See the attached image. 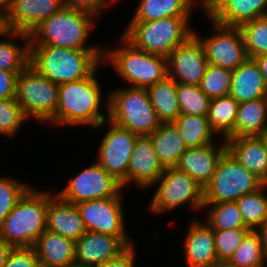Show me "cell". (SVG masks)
I'll use <instances>...</instances> for the list:
<instances>
[{
    "instance_id": "obj_1",
    "label": "cell",
    "mask_w": 267,
    "mask_h": 267,
    "mask_svg": "<svg viewBox=\"0 0 267 267\" xmlns=\"http://www.w3.org/2000/svg\"><path fill=\"white\" fill-rule=\"evenodd\" d=\"M104 50H75L51 45H30L29 65L55 84L91 76L103 62Z\"/></svg>"
},
{
    "instance_id": "obj_2",
    "label": "cell",
    "mask_w": 267,
    "mask_h": 267,
    "mask_svg": "<svg viewBox=\"0 0 267 267\" xmlns=\"http://www.w3.org/2000/svg\"><path fill=\"white\" fill-rule=\"evenodd\" d=\"M96 73L97 70L82 80L59 85L56 113L47 123L88 125L96 130L107 122L108 115L100 110L102 92Z\"/></svg>"
},
{
    "instance_id": "obj_3",
    "label": "cell",
    "mask_w": 267,
    "mask_h": 267,
    "mask_svg": "<svg viewBox=\"0 0 267 267\" xmlns=\"http://www.w3.org/2000/svg\"><path fill=\"white\" fill-rule=\"evenodd\" d=\"M94 14L63 7L30 34V45H51L75 50H104V47L86 45L90 31L96 26Z\"/></svg>"
},
{
    "instance_id": "obj_4",
    "label": "cell",
    "mask_w": 267,
    "mask_h": 267,
    "mask_svg": "<svg viewBox=\"0 0 267 267\" xmlns=\"http://www.w3.org/2000/svg\"><path fill=\"white\" fill-rule=\"evenodd\" d=\"M49 192L31 187L18 200L0 227V238L17 247H33L46 230Z\"/></svg>"
},
{
    "instance_id": "obj_5",
    "label": "cell",
    "mask_w": 267,
    "mask_h": 267,
    "mask_svg": "<svg viewBox=\"0 0 267 267\" xmlns=\"http://www.w3.org/2000/svg\"><path fill=\"white\" fill-rule=\"evenodd\" d=\"M189 18L176 16L153 21H130L121 35L138 50L167 57L194 34L188 26Z\"/></svg>"
},
{
    "instance_id": "obj_6",
    "label": "cell",
    "mask_w": 267,
    "mask_h": 267,
    "mask_svg": "<svg viewBox=\"0 0 267 267\" xmlns=\"http://www.w3.org/2000/svg\"><path fill=\"white\" fill-rule=\"evenodd\" d=\"M120 37V48L112 51L104 48L103 62L111 63L130 87L148 88L168 76L167 57L138 50L122 35Z\"/></svg>"
},
{
    "instance_id": "obj_7",
    "label": "cell",
    "mask_w": 267,
    "mask_h": 267,
    "mask_svg": "<svg viewBox=\"0 0 267 267\" xmlns=\"http://www.w3.org/2000/svg\"><path fill=\"white\" fill-rule=\"evenodd\" d=\"M108 98V121L138 136H150L159 127L161 122L146 88H119Z\"/></svg>"
},
{
    "instance_id": "obj_8",
    "label": "cell",
    "mask_w": 267,
    "mask_h": 267,
    "mask_svg": "<svg viewBox=\"0 0 267 267\" xmlns=\"http://www.w3.org/2000/svg\"><path fill=\"white\" fill-rule=\"evenodd\" d=\"M264 184L227 150L220 158L210 182L204 187V203L236 202Z\"/></svg>"
},
{
    "instance_id": "obj_9",
    "label": "cell",
    "mask_w": 267,
    "mask_h": 267,
    "mask_svg": "<svg viewBox=\"0 0 267 267\" xmlns=\"http://www.w3.org/2000/svg\"><path fill=\"white\" fill-rule=\"evenodd\" d=\"M59 97V85L38 73L28 65L18 74L15 100L24 115L46 123L55 115Z\"/></svg>"
},
{
    "instance_id": "obj_10",
    "label": "cell",
    "mask_w": 267,
    "mask_h": 267,
    "mask_svg": "<svg viewBox=\"0 0 267 267\" xmlns=\"http://www.w3.org/2000/svg\"><path fill=\"white\" fill-rule=\"evenodd\" d=\"M155 184L158 187L149 205L152 213L169 212L185 203L195 211L204 208V188L189 174L176 167L165 168Z\"/></svg>"
},
{
    "instance_id": "obj_11",
    "label": "cell",
    "mask_w": 267,
    "mask_h": 267,
    "mask_svg": "<svg viewBox=\"0 0 267 267\" xmlns=\"http://www.w3.org/2000/svg\"><path fill=\"white\" fill-rule=\"evenodd\" d=\"M121 194L122 191L116 196L83 201L76 206L86 231L119 237L129 247L134 242L126 233Z\"/></svg>"
},
{
    "instance_id": "obj_12",
    "label": "cell",
    "mask_w": 267,
    "mask_h": 267,
    "mask_svg": "<svg viewBox=\"0 0 267 267\" xmlns=\"http://www.w3.org/2000/svg\"><path fill=\"white\" fill-rule=\"evenodd\" d=\"M121 189V183L96 161L78 173L56 194L65 202L78 204L116 196Z\"/></svg>"
},
{
    "instance_id": "obj_13",
    "label": "cell",
    "mask_w": 267,
    "mask_h": 267,
    "mask_svg": "<svg viewBox=\"0 0 267 267\" xmlns=\"http://www.w3.org/2000/svg\"><path fill=\"white\" fill-rule=\"evenodd\" d=\"M211 22L215 29L212 35L202 38L195 31L194 34L204 47L208 64L233 71L248 59L241 29L225 26L213 20Z\"/></svg>"
},
{
    "instance_id": "obj_14",
    "label": "cell",
    "mask_w": 267,
    "mask_h": 267,
    "mask_svg": "<svg viewBox=\"0 0 267 267\" xmlns=\"http://www.w3.org/2000/svg\"><path fill=\"white\" fill-rule=\"evenodd\" d=\"M107 123L110 128L100 142L97 162L124 188L127 186L128 166L138 135L108 120Z\"/></svg>"
},
{
    "instance_id": "obj_15",
    "label": "cell",
    "mask_w": 267,
    "mask_h": 267,
    "mask_svg": "<svg viewBox=\"0 0 267 267\" xmlns=\"http://www.w3.org/2000/svg\"><path fill=\"white\" fill-rule=\"evenodd\" d=\"M207 65L204 47L195 34L167 56L168 77L177 84L199 86Z\"/></svg>"
},
{
    "instance_id": "obj_16",
    "label": "cell",
    "mask_w": 267,
    "mask_h": 267,
    "mask_svg": "<svg viewBox=\"0 0 267 267\" xmlns=\"http://www.w3.org/2000/svg\"><path fill=\"white\" fill-rule=\"evenodd\" d=\"M206 16L225 26L240 27L243 23L267 16V0H203Z\"/></svg>"
},
{
    "instance_id": "obj_17",
    "label": "cell",
    "mask_w": 267,
    "mask_h": 267,
    "mask_svg": "<svg viewBox=\"0 0 267 267\" xmlns=\"http://www.w3.org/2000/svg\"><path fill=\"white\" fill-rule=\"evenodd\" d=\"M127 248L119 237L86 231L75 242V265L95 267L116 258Z\"/></svg>"
},
{
    "instance_id": "obj_18",
    "label": "cell",
    "mask_w": 267,
    "mask_h": 267,
    "mask_svg": "<svg viewBox=\"0 0 267 267\" xmlns=\"http://www.w3.org/2000/svg\"><path fill=\"white\" fill-rule=\"evenodd\" d=\"M164 170L154 151L150 136H138L130 157L127 185L136 184L139 189L152 187Z\"/></svg>"
},
{
    "instance_id": "obj_19",
    "label": "cell",
    "mask_w": 267,
    "mask_h": 267,
    "mask_svg": "<svg viewBox=\"0 0 267 267\" xmlns=\"http://www.w3.org/2000/svg\"><path fill=\"white\" fill-rule=\"evenodd\" d=\"M63 7V0H13L7 16L8 28L31 34L38 25Z\"/></svg>"
},
{
    "instance_id": "obj_20",
    "label": "cell",
    "mask_w": 267,
    "mask_h": 267,
    "mask_svg": "<svg viewBox=\"0 0 267 267\" xmlns=\"http://www.w3.org/2000/svg\"><path fill=\"white\" fill-rule=\"evenodd\" d=\"M219 145L217 148L214 142L202 147L187 148L176 168L189 174L204 188L210 182L220 158L227 151L226 140Z\"/></svg>"
},
{
    "instance_id": "obj_21",
    "label": "cell",
    "mask_w": 267,
    "mask_h": 267,
    "mask_svg": "<svg viewBox=\"0 0 267 267\" xmlns=\"http://www.w3.org/2000/svg\"><path fill=\"white\" fill-rule=\"evenodd\" d=\"M183 242L187 267H210L219 262L213 229L207 223L194 218Z\"/></svg>"
},
{
    "instance_id": "obj_22",
    "label": "cell",
    "mask_w": 267,
    "mask_h": 267,
    "mask_svg": "<svg viewBox=\"0 0 267 267\" xmlns=\"http://www.w3.org/2000/svg\"><path fill=\"white\" fill-rule=\"evenodd\" d=\"M46 230L77 241L85 232V227L76 204L63 201L57 194L49 192Z\"/></svg>"
},
{
    "instance_id": "obj_23",
    "label": "cell",
    "mask_w": 267,
    "mask_h": 267,
    "mask_svg": "<svg viewBox=\"0 0 267 267\" xmlns=\"http://www.w3.org/2000/svg\"><path fill=\"white\" fill-rule=\"evenodd\" d=\"M33 248L40 267H68L75 265V241L45 230Z\"/></svg>"
},
{
    "instance_id": "obj_24",
    "label": "cell",
    "mask_w": 267,
    "mask_h": 267,
    "mask_svg": "<svg viewBox=\"0 0 267 267\" xmlns=\"http://www.w3.org/2000/svg\"><path fill=\"white\" fill-rule=\"evenodd\" d=\"M227 150L267 184V150L259 136L227 138Z\"/></svg>"
},
{
    "instance_id": "obj_25",
    "label": "cell",
    "mask_w": 267,
    "mask_h": 267,
    "mask_svg": "<svg viewBox=\"0 0 267 267\" xmlns=\"http://www.w3.org/2000/svg\"><path fill=\"white\" fill-rule=\"evenodd\" d=\"M238 103L267 98V86L258 65L253 59H247L232 71L229 92Z\"/></svg>"
},
{
    "instance_id": "obj_26",
    "label": "cell",
    "mask_w": 267,
    "mask_h": 267,
    "mask_svg": "<svg viewBox=\"0 0 267 267\" xmlns=\"http://www.w3.org/2000/svg\"><path fill=\"white\" fill-rule=\"evenodd\" d=\"M203 0H140L130 21H153L176 16H191L195 6Z\"/></svg>"
},
{
    "instance_id": "obj_27",
    "label": "cell",
    "mask_w": 267,
    "mask_h": 267,
    "mask_svg": "<svg viewBox=\"0 0 267 267\" xmlns=\"http://www.w3.org/2000/svg\"><path fill=\"white\" fill-rule=\"evenodd\" d=\"M150 138L164 168L176 167L181 155L187 149L176 125L173 122L160 123Z\"/></svg>"
},
{
    "instance_id": "obj_28",
    "label": "cell",
    "mask_w": 267,
    "mask_h": 267,
    "mask_svg": "<svg viewBox=\"0 0 267 267\" xmlns=\"http://www.w3.org/2000/svg\"><path fill=\"white\" fill-rule=\"evenodd\" d=\"M267 129V98L239 103L234 138L259 136Z\"/></svg>"
},
{
    "instance_id": "obj_29",
    "label": "cell",
    "mask_w": 267,
    "mask_h": 267,
    "mask_svg": "<svg viewBox=\"0 0 267 267\" xmlns=\"http://www.w3.org/2000/svg\"><path fill=\"white\" fill-rule=\"evenodd\" d=\"M161 123L174 122L180 115L177 83L170 77L146 88Z\"/></svg>"
},
{
    "instance_id": "obj_30",
    "label": "cell",
    "mask_w": 267,
    "mask_h": 267,
    "mask_svg": "<svg viewBox=\"0 0 267 267\" xmlns=\"http://www.w3.org/2000/svg\"><path fill=\"white\" fill-rule=\"evenodd\" d=\"M239 103L231 96L226 95L211 99L207 118L211 128L224 140L234 138V125Z\"/></svg>"
},
{
    "instance_id": "obj_31",
    "label": "cell",
    "mask_w": 267,
    "mask_h": 267,
    "mask_svg": "<svg viewBox=\"0 0 267 267\" xmlns=\"http://www.w3.org/2000/svg\"><path fill=\"white\" fill-rule=\"evenodd\" d=\"M187 148L202 147L214 143L216 132L211 128L207 116L180 115L174 122Z\"/></svg>"
},
{
    "instance_id": "obj_32",
    "label": "cell",
    "mask_w": 267,
    "mask_h": 267,
    "mask_svg": "<svg viewBox=\"0 0 267 267\" xmlns=\"http://www.w3.org/2000/svg\"><path fill=\"white\" fill-rule=\"evenodd\" d=\"M267 184L260 189L243 195L236 203L241 212L245 226L256 230L267 219V195L264 192Z\"/></svg>"
},
{
    "instance_id": "obj_33",
    "label": "cell",
    "mask_w": 267,
    "mask_h": 267,
    "mask_svg": "<svg viewBox=\"0 0 267 267\" xmlns=\"http://www.w3.org/2000/svg\"><path fill=\"white\" fill-rule=\"evenodd\" d=\"M208 206L211 210L205 221L213 230L247 228L235 201L204 203V208Z\"/></svg>"
},
{
    "instance_id": "obj_34",
    "label": "cell",
    "mask_w": 267,
    "mask_h": 267,
    "mask_svg": "<svg viewBox=\"0 0 267 267\" xmlns=\"http://www.w3.org/2000/svg\"><path fill=\"white\" fill-rule=\"evenodd\" d=\"M228 263L234 267H266L261 240L256 230H250L245 235Z\"/></svg>"
},
{
    "instance_id": "obj_35",
    "label": "cell",
    "mask_w": 267,
    "mask_h": 267,
    "mask_svg": "<svg viewBox=\"0 0 267 267\" xmlns=\"http://www.w3.org/2000/svg\"><path fill=\"white\" fill-rule=\"evenodd\" d=\"M240 29L249 59L267 54V16L243 23Z\"/></svg>"
},
{
    "instance_id": "obj_36",
    "label": "cell",
    "mask_w": 267,
    "mask_h": 267,
    "mask_svg": "<svg viewBox=\"0 0 267 267\" xmlns=\"http://www.w3.org/2000/svg\"><path fill=\"white\" fill-rule=\"evenodd\" d=\"M181 115L207 116L210 98L197 85L177 84Z\"/></svg>"
},
{
    "instance_id": "obj_37",
    "label": "cell",
    "mask_w": 267,
    "mask_h": 267,
    "mask_svg": "<svg viewBox=\"0 0 267 267\" xmlns=\"http://www.w3.org/2000/svg\"><path fill=\"white\" fill-rule=\"evenodd\" d=\"M231 80V70L208 64L199 87L210 99H215L229 95Z\"/></svg>"
},
{
    "instance_id": "obj_38",
    "label": "cell",
    "mask_w": 267,
    "mask_h": 267,
    "mask_svg": "<svg viewBox=\"0 0 267 267\" xmlns=\"http://www.w3.org/2000/svg\"><path fill=\"white\" fill-rule=\"evenodd\" d=\"M30 60V41L23 47L12 41H0V70L22 72Z\"/></svg>"
},
{
    "instance_id": "obj_39",
    "label": "cell",
    "mask_w": 267,
    "mask_h": 267,
    "mask_svg": "<svg viewBox=\"0 0 267 267\" xmlns=\"http://www.w3.org/2000/svg\"><path fill=\"white\" fill-rule=\"evenodd\" d=\"M249 231L248 228L213 230L218 261L228 262Z\"/></svg>"
},
{
    "instance_id": "obj_40",
    "label": "cell",
    "mask_w": 267,
    "mask_h": 267,
    "mask_svg": "<svg viewBox=\"0 0 267 267\" xmlns=\"http://www.w3.org/2000/svg\"><path fill=\"white\" fill-rule=\"evenodd\" d=\"M27 119L15 98L0 99V135L15 136Z\"/></svg>"
},
{
    "instance_id": "obj_41",
    "label": "cell",
    "mask_w": 267,
    "mask_h": 267,
    "mask_svg": "<svg viewBox=\"0 0 267 267\" xmlns=\"http://www.w3.org/2000/svg\"><path fill=\"white\" fill-rule=\"evenodd\" d=\"M30 187L16 179L0 176V227L18 200Z\"/></svg>"
},
{
    "instance_id": "obj_42",
    "label": "cell",
    "mask_w": 267,
    "mask_h": 267,
    "mask_svg": "<svg viewBox=\"0 0 267 267\" xmlns=\"http://www.w3.org/2000/svg\"><path fill=\"white\" fill-rule=\"evenodd\" d=\"M4 267H40L33 247L13 248Z\"/></svg>"
},
{
    "instance_id": "obj_43",
    "label": "cell",
    "mask_w": 267,
    "mask_h": 267,
    "mask_svg": "<svg viewBox=\"0 0 267 267\" xmlns=\"http://www.w3.org/2000/svg\"><path fill=\"white\" fill-rule=\"evenodd\" d=\"M64 6L67 8H73L77 10H83L94 14L96 17L104 7L109 6L108 0H63Z\"/></svg>"
},
{
    "instance_id": "obj_44",
    "label": "cell",
    "mask_w": 267,
    "mask_h": 267,
    "mask_svg": "<svg viewBox=\"0 0 267 267\" xmlns=\"http://www.w3.org/2000/svg\"><path fill=\"white\" fill-rule=\"evenodd\" d=\"M19 73L0 70V99L15 98L16 81Z\"/></svg>"
},
{
    "instance_id": "obj_45",
    "label": "cell",
    "mask_w": 267,
    "mask_h": 267,
    "mask_svg": "<svg viewBox=\"0 0 267 267\" xmlns=\"http://www.w3.org/2000/svg\"><path fill=\"white\" fill-rule=\"evenodd\" d=\"M134 245L129 246L125 251H123L116 258L106 261L95 267H135V249Z\"/></svg>"
},
{
    "instance_id": "obj_46",
    "label": "cell",
    "mask_w": 267,
    "mask_h": 267,
    "mask_svg": "<svg viewBox=\"0 0 267 267\" xmlns=\"http://www.w3.org/2000/svg\"><path fill=\"white\" fill-rule=\"evenodd\" d=\"M0 36H6L10 38H20L21 40L23 39L25 41H30V34L24 33V32H16V31H11L8 28L7 25V17L0 13Z\"/></svg>"
},
{
    "instance_id": "obj_47",
    "label": "cell",
    "mask_w": 267,
    "mask_h": 267,
    "mask_svg": "<svg viewBox=\"0 0 267 267\" xmlns=\"http://www.w3.org/2000/svg\"><path fill=\"white\" fill-rule=\"evenodd\" d=\"M259 234L263 254L267 262V219L256 229Z\"/></svg>"
},
{
    "instance_id": "obj_48",
    "label": "cell",
    "mask_w": 267,
    "mask_h": 267,
    "mask_svg": "<svg viewBox=\"0 0 267 267\" xmlns=\"http://www.w3.org/2000/svg\"><path fill=\"white\" fill-rule=\"evenodd\" d=\"M13 248L12 245L0 238V267H4Z\"/></svg>"
},
{
    "instance_id": "obj_49",
    "label": "cell",
    "mask_w": 267,
    "mask_h": 267,
    "mask_svg": "<svg viewBox=\"0 0 267 267\" xmlns=\"http://www.w3.org/2000/svg\"><path fill=\"white\" fill-rule=\"evenodd\" d=\"M253 60L258 65L259 70L261 71L267 86V54L259 55L253 58Z\"/></svg>"
},
{
    "instance_id": "obj_50",
    "label": "cell",
    "mask_w": 267,
    "mask_h": 267,
    "mask_svg": "<svg viewBox=\"0 0 267 267\" xmlns=\"http://www.w3.org/2000/svg\"><path fill=\"white\" fill-rule=\"evenodd\" d=\"M12 3L13 0H0V13L7 17L11 10Z\"/></svg>"
},
{
    "instance_id": "obj_51",
    "label": "cell",
    "mask_w": 267,
    "mask_h": 267,
    "mask_svg": "<svg viewBox=\"0 0 267 267\" xmlns=\"http://www.w3.org/2000/svg\"><path fill=\"white\" fill-rule=\"evenodd\" d=\"M210 267H234V266L229 264L228 262H217Z\"/></svg>"
},
{
    "instance_id": "obj_52",
    "label": "cell",
    "mask_w": 267,
    "mask_h": 267,
    "mask_svg": "<svg viewBox=\"0 0 267 267\" xmlns=\"http://www.w3.org/2000/svg\"><path fill=\"white\" fill-rule=\"evenodd\" d=\"M259 137L263 141L265 149L267 150V129L262 134H260Z\"/></svg>"
},
{
    "instance_id": "obj_53",
    "label": "cell",
    "mask_w": 267,
    "mask_h": 267,
    "mask_svg": "<svg viewBox=\"0 0 267 267\" xmlns=\"http://www.w3.org/2000/svg\"><path fill=\"white\" fill-rule=\"evenodd\" d=\"M108 1H109L110 4H112V3H115V2H117L119 0H108Z\"/></svg>"
},
{
    "instance_id": "obj_54",
    "label": "cell",
    "mask_w": 267,
    "mask_h": 267,
    "mask_svg": "<svg viewBox=\"0 0 267 267\" xmlns=\"http://www.w3.org/2000/svg\"><path fill=\"white\" fill-rule=\"evenodd\" d=\"M68 267H81V266H77V265H72V266H68Z\"/></svg>"
}]
</instances>
